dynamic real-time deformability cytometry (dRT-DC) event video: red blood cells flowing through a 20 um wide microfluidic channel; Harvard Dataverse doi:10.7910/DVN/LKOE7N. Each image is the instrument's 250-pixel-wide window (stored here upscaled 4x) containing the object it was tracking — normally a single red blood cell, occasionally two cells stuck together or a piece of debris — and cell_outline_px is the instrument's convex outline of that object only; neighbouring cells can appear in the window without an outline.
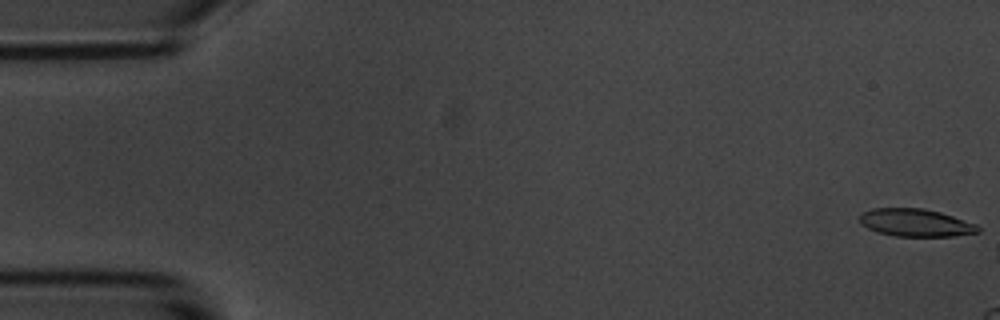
{"species": "common noctule bat (a hibernating species)", "species_latin": "Nyctalus noctula", "temperature_condition": "room temperature", "stored_images_in_passage": 10, "camera_frame_rate_fps": 3000, "um_per_image_px": 0.085, "animal": {"sex": "male", "body_mass_g": 20.1, "forearm_length_mm": 53.5}, "frame": {"image": 1, "passage_image": 1, "time_ms": 0.0, "image_size_px": [1000, 320], "cell_outline_px": [[980, 232], [952, 236], [896, 236], [876, 232], [860, 224], [860, 212], [872, 208], [924, 208], [940, 212], [976, 224], [980, 228]], "centroid_in_image_um": [77.79, 18.92], "position_along_channel_um": 7.2, "area_um2": 19.13}}